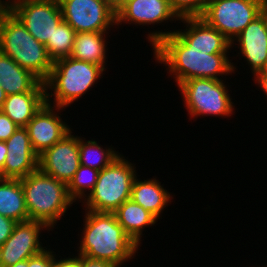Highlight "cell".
<instances>
[{
	"label": "cell",
	"mask_w": 267,
	"mask_h": 267,
	"mask_svg": "<svg viewBox=\"0 0 267 267\" xmlns=\"http://www.w3.org/2000/svg\"><path fill=\"white\" fill-rule=\"evenodd\" d=\"M226 80L194 78L182 82L177 87L189 120H196L202 116L228 119L235 114L236 105L229 93V83L225 84Z\"/></svg>",
	"instance_id": "cell-7"
},
{
	"label": "cell",
	"mask_w": 267,
	"mask_h": 267,
	"mask_svg": "<svg viewBox=\"0 0 267 267\" xmlns=\"http://www.w3.org/2000/svg\"><path fill=\"white\" fill-rule=\"evenodd\" d=\"M152 52L155 62L165 66L177 87L188 79L222 80L238 71V63L230 59L229 53L210 54V51L189 48L174 32L162 38Z\"/></svg>",
	"instance_id": "cell-1"
},
{
	"label": "cell",
	"mask_w": 267,
	"mask_h": 267,
	"mask_svg": "<svg viewBox=\"0 0 267 267\" xmlns=\"http://www.w3.org/2000/svg\"><path fill=\"white\" fill-rule=\"evenodd\" d=\"M181 23H183V29ZM178 24H180L179 28L181 29H177L175 26L173 30H169L170 27L164 29V31L159 30V27L158 30L152 27L153 30H147L145 39H148L149 46L153 48L162 38L174 32L189 48L210 51V54L232 53L231 42L202 18H180Z\"/></svg>",
	"instance_id": "cell-9"
},
{
	"label": "cell",
	"mask_w": 267,
	"mask_h": 267,
	"mask_svg": "<svg viewBox=\"0 0 267 267\" xmlns=\"http://www.w3.org/2000/svg\"><path fill=\"white\" fill-rule=\"evenodd\" d=\"M6 97H7V95H6L5 91L3 90L1 83H0V110L3 107V104H4V101L6 100Z\"/></svg>",
	"instance_id": "cell-35"
},
{
	"label": "cell",
	"mask_w": 267,
	"mask_h": 267,
	"mask_svg": "<svg viewBox=\"0 0 267 267\" xmlns=\"http://www.w3.org/2000/svg\"><path fill=\"white\" fill-rule=\"evenodd\" d=\"M0 83L6 95L45 92V83L0 51Z\"/></svg>",
	"instance_id": "cell-19"
},
{
	"label": "cell",
	"mask_w": 267,
	"mask_h": 267,
	"mask_svg": "<svg viewBox=\"0 0 267 267\" xmlns=\"http://www.w3.org/2000/svg\"><path fill=\"white\" fill-rule=\"evenodd\" d=\"M124 0H109V2L116 8L118 7Z\"/></svg>",
	"instance_id": "cell-39"
},
{
	"label": "cell",
	"mask_w": 267,
	"mask_h": 267,
	"mask_svg": "<svg viewBox=\"0 0 267 267\" xmlns=\"http://www.w3.org/2000/svg\"><path fill=\"white\" fill-rule=\"evenodd\" d=\"M137 175L133 181L130 199L162 219L164 210L173 202L174 194L168 192L158 177L141 179ZM172 200V201H171Z\"/></svg>",
	"instance_id": "cell-18"
},
{
	"label": "cell",
	"mask_w": 267,
	"mask_h": 267,
	"mask_svg": "<svg viewBox=\"0 0 267 267\" xmlns=\"http://www.w3.org/2000/svg\"><path fill=\"white\" fill-rule=\"evenodd\" d=\"M17 222L0 215V246L11 236Z\"/></svg>",
	"instance_id": "cell-31"
},
{
	"label": "cell",
	"mask_w": 267,
	"mask_h": 267,
	"mask_svg": "<svg viewBox=\"0 0 267 267\" xmlns=\"http://www.w3.org/2000/svg\"><path fill=\"white\" fill-rule=\"evenodd\" d=\"M45 102V92L12 94L6 97L1 111L16 125L25 127Z\"/></svg>",
	"instance_id": "cell-22"
},
{
	"label": "cell",
	"mask_w": 267,
	"mask_h": 267,
	"mask_svg": "<svg viewBox=\"0 0 267 267\" xmlns=\"http://www.w3.org/2000/svg\"><path fill=\"white\" fill-rule=\"evenodd\" d=\"M20 180L29 220L44 223L52 232L58 229V222L75 203L67 185L39 169Z\"/></svg>",
	"instance_id": "cell-5"
},
{
	"label": "cell",
	"mask_w": 267,
	"mask_h": 267,
	"mask_svg": "<svg viewBox=\"0 0 267 267\" xmlns=\"http://www.w3.org/2000/svg\"><path fill=\"white\" fill-rule=\"evenodd\" d=\"M18 127V125L0 110V141H7Z\"/></svg>",
	"instance_id": "cell-29"
},
{
	"label": "cell",
	"mask_w": 267,
	"mask_h": 267,
	"mask_svg": "<svg viewBox=\"0 0 267 267\" xmlns=\"http://www.w3.org/2000/svg\"><path fill=\"white\" fill-rule=\"evenodd\" d=\"M63 20L76 33L111 32L116 28V8L109 0H58ZM112 28V29H111Z\"/></svg>",
	"instance_id": "cell-10"
},
{
	"label": "cell",
	"mask_w": 267,
	"mask_h": 267,
	"mask_svg": "<svg viewBox=\"0 0 267 267\" xmlns=\"http://www.w3.org/2000/svg\"><path fill=\"white\" fill-rule=\"evenodd\" d=\"M0 215L15 222L29 220L20 179H0Z\"/></svg>",
	"instance_id": "cell-23"
},
{
	"label": "cell",
	"mask_w": 267,
	"mask_h": 267,
	"mask_svg": "<svg viewBox=\"0 0 267 267\" xmlns=\"http://www.w3.org/2000/svg\"><path fill=\"white\" fill-rule=\"evenodd\" d=\"M209 0H169L179 18L200 17Z\"/></svg>",
	"instance_id": "cell-27"
},
{
	"label": "cell",
	"mask_w": 267,
	"mask_h": 267,
	"mask_svg": "<svg viewBox=\"0 0 267 267\" xmlns=\"http://www.w3.org/2000/svg\"><path fill=\"white\" fill-rule=\"evenodd\" d=\"M72 128L52 147L38 156V169L68 185L80 167L79 135Z\"/></svg>",
	"instance_id": "cell-14"
},
{
	"label": "cell",
	"mask_w": 267,
	"mask_h": 267,
	"mask_svg": "<svg viewBox=\"0 0 267 267\" xmlns=\"http://www.w3.org/2000/svg\"><path fill=\"white\" fill-rule=\"evenodd\" d=\"M264 265H265V266H260V265H258V266H259V267H267V264H264ZM258 266H257V267H258ZM251 267H254V266H251Z\"/></svg>",
	"instance_id": "cell-41"
},
{
	"label": "cell",
	"mask_w": 267,
	"mask_h": 267,
	"mask_svg": "<svg viewBox=\"0 0 267 267\" xmlns=\"http://www.w3.org/2000/svg\"><path fill=\"white\" fill-rule=\"evenodd\" d=\"M105 73L99 65L70 56L53 61L51 73L44 82L46 103L63 108L71 107L82 96L90 94L92 88L103 80Z\"/></svg>",
	"instance_id": "cell-3"
},
{
	"label": "cell",
	"mask_w": 267,
	"mask_h": 267,
	"mask_svg": "<svg viewBox=\"0 0 267 267\" xmlns=\"http://www.w3.org/2000/svg\"><path fill=\"white\" fill-rule=\"evenodd\" d=\"M235 48L237 49L235 50ZM232 49H234L232 52L236 51V54L232 55L231 58L233 56L234 60L237 57H239L238 60L243 58V62L246 63L240 66H248L247 69L250 70L247 73L254 76L261 71L267 60V24L262 14L256 17L233 39L231 42Z\"/></svg>",
	"instance_id": "cell-16"
},
{
	"label": "cell",
	"mask_w": 267,
	"mask_h": 267,
	"mask_svg": "<svg viewBox=\"0 0 267 267\" xmlns=\"http://www.w3.org/2000/svg\"><path fill=\"white\" fill-rule=\"evenodd\" d=\"M7 151L8 150L5 141H0V172L3 170Z\"/></svg>",
	"instance_id": "cell-34"
},
{
	"label": "cell",
	"mask_w": 267,
	"mask_h": 267,
	"mask_svg": "<svg viewBox=\"0 0 267 267\" xmlns=\"http://www.w3.org/2000/svg\"><path fill=\"white\" fill-rule=\"evenodd\" d=\"M99 140L79 136V160L80 164L92 169L101 171L107 167L121 153L116 151L112 144L104 146L99 144Z\"/></svg>",
	"instance_id": "cell-24"
},
{
	"label": "cell",
	"mask_w": 267,
	"mask_h": 267,
	"mask_svg": "<svg viewBox=\"0 0 267 267\" xmlns=\"http://www.w3.org/2000/svg\"><path fill=\"white\" fill-rule=\"evenodd\" d=\"M83 228L78 234L77 254L90 259L110 262L117 267L132 262L140 246L133 241L118 223L114 213L81 211Z\"/></svg>",
	"instance_id": "cell-2"
},
{
	"label": "cell",
	"mask_w": 267,
	"mask_h": 267,
	"mask_svg": "<svg viewBox=\"0 0 267 267\" xmlns=\"http://www.w3.org/2000/svg\"><path fill=\"white\" fill-rule=\"evenodd\" d=\"M80 267H117V266L107 261L90 259L83 255H80Z\"/></svg>",
	"instance_id": "cell-32"
},
{
	"label": "cell",
	"mask_w": 267,
	"mask_h": 267,
	"mask_svg": "<svg viewBox=\"0 0 267 267\" xmlns=\"http://www.w3.org/2000/svg\"><path fill=\"white\" fill-rule=\"evenodd\" d=\"M99 171L80 165L75 175L67 185L69 197L78 205L93 190L98 179Z\"/></svg>",
	"instance_id": "cell-26"
},
{
	"label": "cell",
	"mask_w": 267,
	"mask_h": 267,
	"mask_svg": "<svg viewBox=\"0 0 267 267\" xmlns=\"http://www.w3.org/2000/svg\"><path fill=\"white\" fill-rule=\"evenodd\" d=\"M261 14L264 16V19H265L266 24H267V1H265L263 6H262Z\"/></svg>",
	"instance_id": "cell-36"
},
{
	"label": "cell",
	"mask_w": 267,
	"mask_h": 267,
	"mask_svg": "<svg viewBox=\"0 0 267 267\" xmlns=\"http://www.w3.org/2000/svg\"><path fill=\"white\" fill-rule=\"evenodd\" d=\"M46 230L47 234L51 231L35 220L17 222L11 236L0 246V267H10L45 250L48 245L44 246L42 234Z\"/></svg>",
	"instance_id": "cell-12"
},
{
	"label": "cell",
	"mask_w": 267,
	"mask_h": 267,
	"mask_svg": "<svg viewBox=\"0 0 267 267\" xmlns=\"http://www.w3.org/2000/svg\"><path fill=\"white\" fill-rule=\"evenodd\" d=\"M50 245L40 252L28 259V267H53L54 251Z\"/></svg>",
	"instance_id": "cell-28"
},
{
	"label": "cell",
	"mask_w": 267,
	"mask_h": 267,
	"mask_svg": "<svg viewBox=\"0 0 267 267\" xmlns=\"http://www.w3.org/2000/svg\"><path fill=\"white\" fill-rule=\"evenodd\" d=\"M76 32L64 20L54 29L52 41H48L45 46L49 57L55 61L63 57H69L73 50Z\"/></svg>",
	"instance_id": "cell-25"
},
{
	"label": "cell",
	"mask_w": 267,
	"mask_h": 267,
	"mask_svg": "<svg viewBox=\"0 0 267 267\" xmlns=\"http://www.w3.org/2000/svg\"><path fill=\"white\" fill-rule=\"evenodd\" d=\"M113 213L124 232L140 247L145 235L143 233L145 228L154 227L158 222L152 213L131 199L123 202Z\"/></svg>",
	"instance_id": "cell-21"
},
{
	"label": "cell",
	"mask_w": 267,
	"mask_h": 267,
	"mask_svg": "<svg viewBox=\"0 0 267 267\" xmlns=\"http://www.w3.org/2000/svg\"><path fill=\"white\" fill-rule=\"evenodd\" d=\"M137 172L136 163L121 153L107 167L99 171L96 185L81 202L82 209L113 213L123 202L130 199Z\"/></svg>",
	"instance_id": "cell-6"
},
{
	"label": "cell",
	"mask_w": 267,
	"mask_h": 267,
	"mask_svg": "<svg viewBox=\"0 0 267 267\" xmlns=\"http://www.w3.org/2000/svg\"><path fill=\"white\" fill-rule=\"evenodd\" d=\"M252 78L256 87L260 89L259 91H263L267 98V75H254Z\"/></svg>",
	"instance_id": "cell-33"
},
{
	"label": "cell",
	"mask_w": 267,
	"mask_h": 267,
	"mask_svg": "<svg viewBox=\"0 0 267 267\" xmlns=\"http://www.w3.org/2000/svg\"><path fill=\"white\" fill-rule=\"evenodd\" d=\"M262 0H209L200 18L230 42L261 14Z\"/></svg>",
	"instance_id": "cell-8"
},
{
	"label": "cell",
	"mask_w": 267,
	"mask_h": 267,
	"mask_svg": "<svg viewBox=\"0 0 267 267\" xmlns=\"http://www.w3.org/2000/svg\"><path fill=\"white\" fill-rule=\"evenodd\" d=\"M255 75H267V60L265 62L264 67L261 69V71L256 73Z\"/></svg>",
	"instance_id": "cell-38"
},
{
	"label": "cell",
	"mask_w": 267,
	"mask_h": 267,
	"mask_svg": "<svg viewBox=\"0 0 267 267\" xmlns=\"http://www.w3.org/2000/svg\"><path fill=\"white\" fill-rule=\"evenodd\" d=\"M66 109L45 102L25 126L31 146L38 156L72 129L66 122L67 119H62V112Z\"/></svg>",
	"instance_id": "cell-15"
},
{
	"label": "cell",
	"mask_w": 267,
	"mask_h": 267,
	"mask_svg": "<svg viewBox=\"0 0 267 267\" xmlns=\"http://www.w3.org/2000/svg\"><path fill=\"white\" fill-rule=\"evenodd\" d=\"M0 51L45 82L53 67L46 46L6 7L0 9Z\"/></svg>",
	"instance_id": "cell-4"
},
{
	"label": "cell",
	"mask_w": 267,
	"mask_h": 267,
	"mask_svg": "<svg viewBox=\"0 0 267 267\" xmlns=\"http://www.w3.org/2000/svg\"><path fill=\"white\" fill-rule=\"evenodd\" d=\"M10 267H28V259L27 260H23V261H20Z\"/></svg>",
	"instance_id": "cell-37"
},
{
	"label": "cell",
	"mask_w": 267,
	"mask_h": 267,
	"mask_svg": "<svg viewBox=\"0 0 267 267\" xmlns=\"http://www.w3.org/2000/svg\"><path fill=\"white\" fill-rule=\"evenodd\" d=\"M5 6L44 45L52 41L54 29L63 20L58 0H5Z\"/></svg>",
	"instance_id": "cell-11"
},
{
	"label": "cell",
	"mask_w": 267,
	"mask_h": 267,
	"mask_svg": "<svg viewBox=\"0 0 267 267\" xmlns=\"http://www.w3.org/2000/svg\"><path fill=\"white\" fill-rule=\"evenodd\" d=\"M64 258L60 254H56L54 251V264L53 267H80V255L72 253L71 255L68 253V257L66 254Z\"/></svg>",
	"instance_id": "cell-30"
},
{
	"label": "cell",
	"mask_w": 267,
	"mask_h": 267,
	"mask_svg": "<svg viewBox=\"0 0 267 267\" xmlns=\"http://www.w3.org/2000/svg\"><path fill=\"white\" fill-rule=\"evenodd\" d=\"M5 143L8 151L0 172L2 179H22L38 170V155L31 146L25 127H18Z\"/></svg>",
	"instance_id": "cell-17"
},
{
	"label": "cell",
	"mask_w": 267,
	"mask_h": 267,
	"mask_svg": "<svg viewBox=\"0 0 267 267\" xmlns=\"http://www.w3.org/2000/svg\"><path fill=\"white\" fill-rule=\"evenodd\" d=\"M110 32L76 33L71 58L83 60L101 66L108 72V37ZM107 68V69H106Z\"/></svg>",
	"instance_id": "cell-20"
},
{
	"label": "cell",
	"mask_w": 267,
	"mask_h": 267,
	"mask_svg": "<svg viewBox=\"0 0 267 267\" xmlns=\"http://www.w3.org/2000/svg\"><path fill=\"white\" fill-rule=\"evenodd\" d=\"M5 6V0H0V9H2Z\"/></svg>",
	"instance_id": "cell-40"
},
{
	"label": "cell",
	"mask_w": 267,
	"mask_h": 267,
	"mask_svg": "<svg viewBox=\"0 0 267 267\" xmlns=\"http://www.w3.org/2000/svg\"><path fill=\"white\" fill-rule=\"evenodd\" d=\"M177 21V22H176ZM180 18L172 10L169 0H124L116 7V27L120 29L124 24L144 27L169 26L179 23ZM164 23V24H163ZM123 24V26H122ZM150 25V26H149Z\"/></svg>",
	"instance_id": "cell-13"
}]
</instances>
